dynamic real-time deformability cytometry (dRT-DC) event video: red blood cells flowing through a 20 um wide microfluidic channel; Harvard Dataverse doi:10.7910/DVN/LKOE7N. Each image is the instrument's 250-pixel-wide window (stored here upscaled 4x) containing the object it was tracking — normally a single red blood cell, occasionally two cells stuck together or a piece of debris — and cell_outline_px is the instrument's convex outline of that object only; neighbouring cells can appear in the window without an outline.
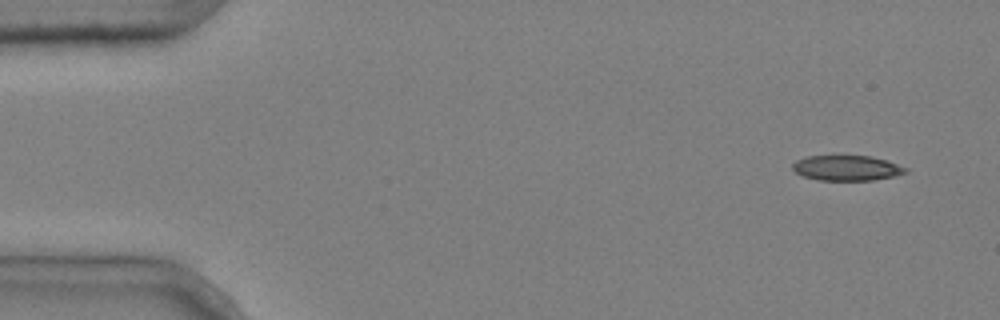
{"species": "common noctule bat (a hibernating species)", "species_latin": "Nyctalus noctula", "temperature_condition": "cold", "stored_images_in_passage": 5, "camera_frame_rate_fps": 3000, "um_per_image_px": 0.085, "animal": {"sex": "male", "body_mass_g": 20.4}, "frame": {"image": 1, "passage_image": 1, "time_ms": 0.0, "image_size_px": [1000, 320], "cell_outline_px": [[908, 172], [896, 176], [872, 180], [820, 180], [804, 176], [796, 172], [792, 168], [792, 164], [796, 160], [808, 156], [872, 156], [888, 160], [908, 168]], "centroid_in_image_um": [72.03, 14.27], "position_along_channel_um": 13.0, "area_um2": 16.65}}
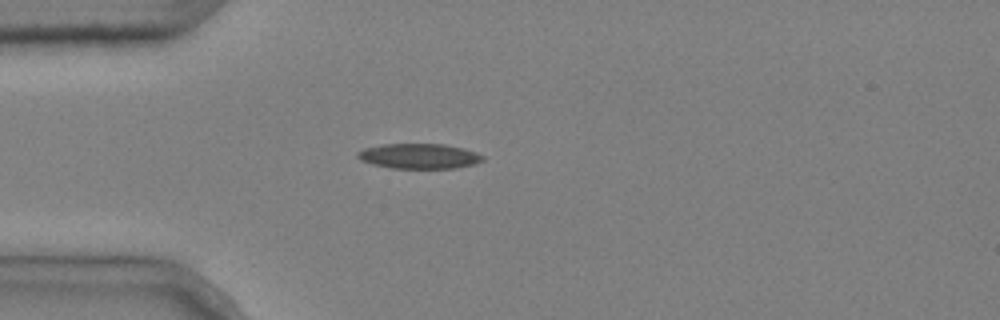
{"frame": {"image": 2, "passage_image": 3, "time_ms": 0.667, "image_size_px": [1000, 320], "cell_outline_px": [[484, 160], [472, 164], [456, 168], [392, 168], [372, 164], [360, 160], [356, 156], [356, 152], [364, 148], [384, 144], [444, 144], [464, 148], [476, 152], [484, 156]], "centroid_in_image_um": [35.61, 13.27], "position_along_channel_um": 49.4, "area_um2": 18.32}}